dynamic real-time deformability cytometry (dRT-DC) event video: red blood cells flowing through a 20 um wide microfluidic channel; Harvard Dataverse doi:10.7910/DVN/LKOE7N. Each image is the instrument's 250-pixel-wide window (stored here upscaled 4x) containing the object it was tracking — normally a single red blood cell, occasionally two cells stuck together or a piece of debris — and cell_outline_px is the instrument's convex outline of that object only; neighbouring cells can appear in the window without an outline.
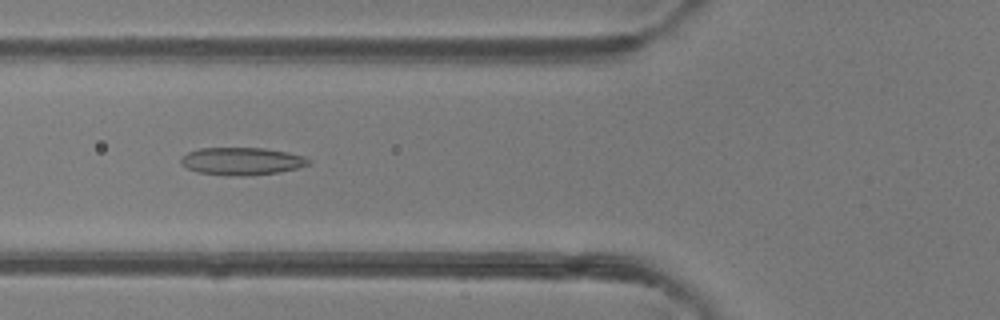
{"species": "common noctule bat (a hibernating species)", "species_latin": "Nyctalus noctula", "temperature_condition": "room temperature", "stored_images_in_passage": 48, "camera_frame_rate_fps": 3000, "um_per_image_px": 0.085, "animal": {"sex": "female"}, "frame": {"image": 1, "passage_image": 19, "time_ms": 6.0, "image_size_px": [1000, 320], "cell_outline_px": [[312, 160], [308, 164], [296, 168], [280, 172], [244, 176], [228, 176], [196, 172], [180, 164], [180, 160], [188, 152], [200, 148], [264, 148], [288, 152], [304, 156]], "centroid_in_image_um": [20.55, 13.71], "position_along_channel_um": 105.3, "area_um2": 20.58}}
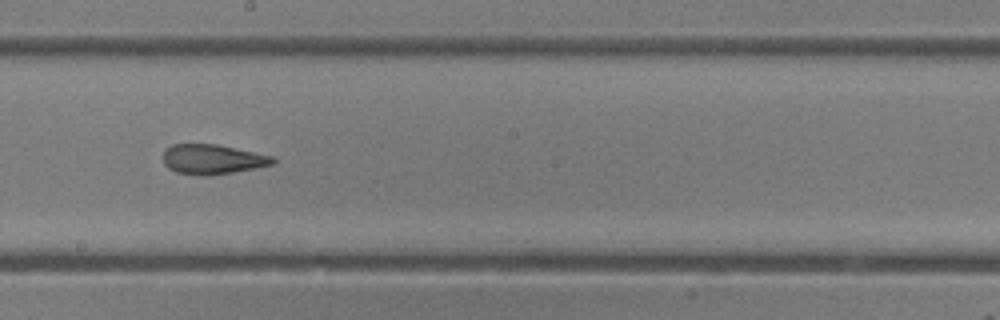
{"frame": {"image": 2, "passage_image": 28, "time_ms": 9.0, "image_size_px": [1000, 320], "cell_outline_px": [[276, 160], [272, 164], [256, 168], [208, 176], [200, 176], [176, 172], [168, 168], [164, 164], [164, 152], [172, 144], [216, 144], [272, 156]], "centroid_in_image_um": [18.04, 13.55], "position_along_channel_um": 230.2, "area_um2": 18.9}}
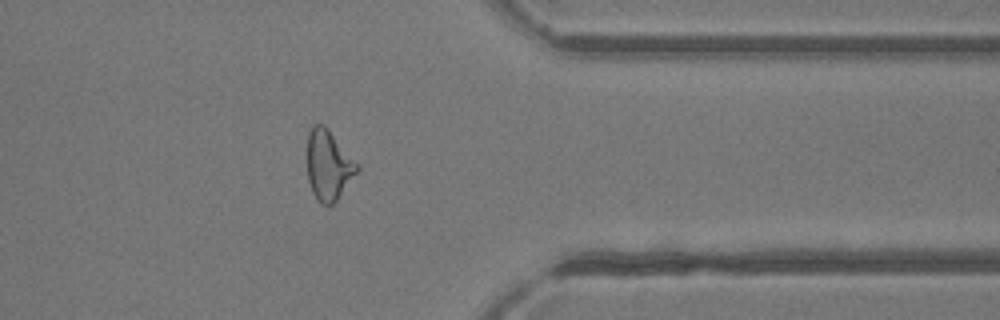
{"frame": {"image": 3, "passage_image": 40, "time_ms": 13.0, "image_size_px": [1000, 320], "cell_outline_px": [[360, 168], [336, 200], [332, 204], [320, 204], [312, 192], [308, 180], [308, 132], [316, 124], [324, 124], [328, 128], [360, 164]], "centroid_in_image_um": [27.94, 14.02], "position_along_channel_um": 383.5, "area_um2": 20.29}}